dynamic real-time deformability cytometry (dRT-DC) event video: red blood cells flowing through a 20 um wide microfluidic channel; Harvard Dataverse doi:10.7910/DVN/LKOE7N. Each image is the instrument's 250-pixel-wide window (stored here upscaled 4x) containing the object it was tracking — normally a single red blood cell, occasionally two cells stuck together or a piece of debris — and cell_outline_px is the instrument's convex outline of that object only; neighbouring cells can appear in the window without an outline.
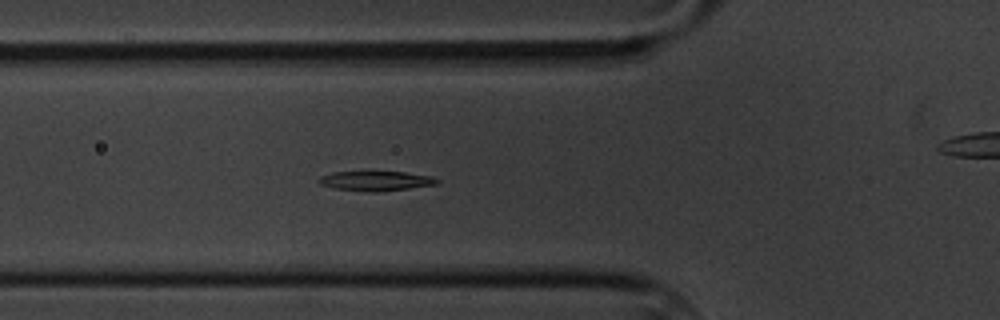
{"species": "common noctule bat (a hibernating species)", "species_latin": "Nyctalus noctula", "temperature_condition": "cold", "stored_images_in_passage": 6, "camera_frame_rate_fps": 3000, "um_per_image_px": 0.085, "animal": {"sex": "male", "body_mass_g": 20.1, "forearm_length_mm": 53.5}, "frame": {"image": 1, "passage_image": 5, "time_ms": 5.333, "image_size_px": [1000, 320], "cell_outline_px": [[440, 184], [376, 192], [368, 192], [336, 188], [320, 184], [316, 180], [320, 176], [332, 172], [364, 168], [368, 168], [404, 172], [432, 176], [440, 180]], "centroid_in_image_um": [31.91, 15.31], "position_along_channel_um": 93.9, "area_um2": 14.62}}